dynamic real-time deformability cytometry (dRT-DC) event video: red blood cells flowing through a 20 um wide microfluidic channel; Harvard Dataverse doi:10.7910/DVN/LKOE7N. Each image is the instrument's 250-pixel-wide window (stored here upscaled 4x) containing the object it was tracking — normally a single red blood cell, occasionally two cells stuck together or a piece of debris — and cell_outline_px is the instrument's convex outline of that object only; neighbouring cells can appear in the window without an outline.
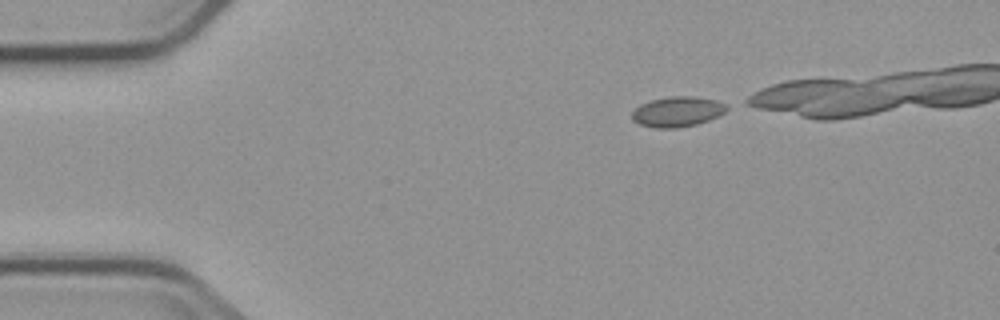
{"species": "common noctule bat (a hibernating species)", "species_latin": "Nyctalus noctula", "temperature_condition": "cold", "stored_images_in_passage": 4, "camera_frame_rate_fps": 3000, "um_per_image_px": 0.085, "animal": {"sex": "male", "body_mass_g": 23.1, "forearm_length_mm": 52.7}, "frame": {"image": 1, "passage_image": 1, "time_ms": 0.0, "image_size_px": [1000, 320], "cell_outline_px": [[728, 108], [724, 112], [708, 120], [696, 124], [676, 128], [656, 128], [640, 124], [632, 120], [632, 112], [640, 104], [652, 100], [668, 96], [692, 96], [716, 100], [724, 104]], "centroid_in_image_um": [57.55, 9.49], "position_along_channel_um": 27.5, "area_um2": 16.47}}